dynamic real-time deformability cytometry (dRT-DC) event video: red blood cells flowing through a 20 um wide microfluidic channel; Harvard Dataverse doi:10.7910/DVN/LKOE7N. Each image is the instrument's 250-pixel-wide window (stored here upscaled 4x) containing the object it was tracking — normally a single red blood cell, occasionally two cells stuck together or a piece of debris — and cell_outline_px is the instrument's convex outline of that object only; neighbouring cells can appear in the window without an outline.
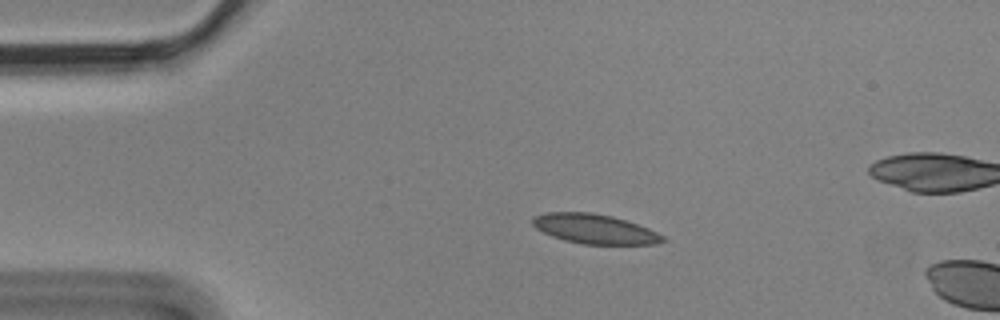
{"species": "Egyptian fruit bat (a non-hibernating species)", "species_latin": "Rousettus aegyptiacus", "temperature_condition": "cold", "stored_images_in_passage": 2, "camera_frame_rate_fps": 3000, "um_per_image_px": 0.085, "animal": {"sex": "male"}, "frame": {"image": 1, "passage_image": 1, "time_ms": 0.0, "image_size_px": [1000, 320], "cell_outline_px": [[668, 240], [656, 244], [584, 244], [564, 240], [552, 236], [536, 228], [532, 224], [532, 216], [544, 212], [592, 212], [612, 216], [648, 228], [664, 236]], "centroid_in_image_um": [50.53, 19.45], "position_along_channel_um": 34.5, "area_um2": 22.43}}